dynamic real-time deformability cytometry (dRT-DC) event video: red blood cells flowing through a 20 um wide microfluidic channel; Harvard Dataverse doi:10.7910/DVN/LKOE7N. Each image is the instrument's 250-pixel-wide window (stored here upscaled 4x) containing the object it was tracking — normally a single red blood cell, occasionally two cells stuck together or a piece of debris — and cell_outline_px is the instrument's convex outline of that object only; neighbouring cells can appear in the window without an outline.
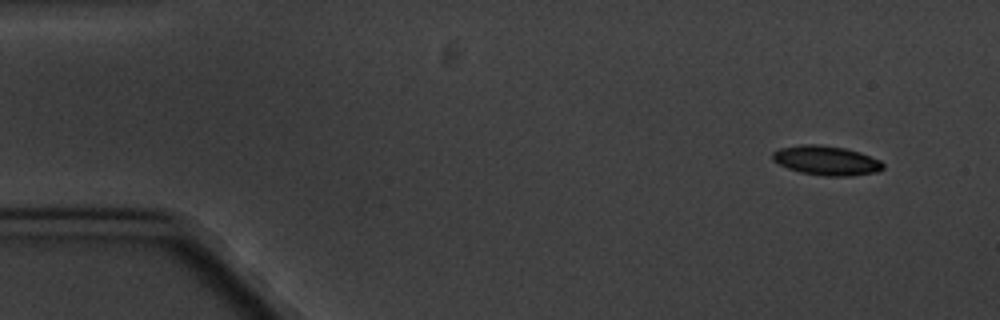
{"species": "common noctule bat (a hibernating species)", "species_latin": "Nyctalus noctula", "temperature_condition": "cold", "stored_images_in_passage": 8, "camera_frame_rate_fps": 3000, "um_per_image_px": 0.085, "animal": {"sex": "male", "body_mass_g": 20.1, "forearm_length_mm": 53.5}, "frame": {"image": 1, "passage_image": 1, "time_ms": 0.0, "image_size_px": [1000, 320], "cell_outline_px": [[884, 168], [876, 172], [852, 176], [824, 176], [800, 172], [788, 168], [772, 160], [772, 152], [780, 148], [800, 144], [820, 144], [844, 148], [860, 152], [880, 160], [884, 164]], "centroid_in_image_um": [70.24, 13.64], "position_along_channel_um": 14.8, "area_um2": 19.02}}
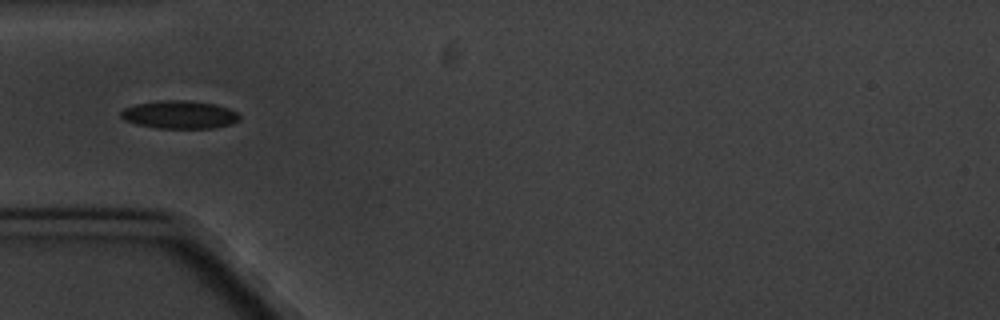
{"frame": {"image": 2, "passage_image": 5, "time_ms": 4.667, "image_size_px": [1000, 320], "cell_outline_px": [[240, 120], [232, 124], [212, 128], [156, 128], [136, 124], [124, 120], [120, 116], [120, 112], [124, 108], [136, 104], [160, 100], [184, 100], [216, 104], [228, 108], [236, 112], [240, 116]], "centroid_in_image_um": [15.25, 9.75], "position_along_channel_um": 69.7, "area_um2": 19.42}}